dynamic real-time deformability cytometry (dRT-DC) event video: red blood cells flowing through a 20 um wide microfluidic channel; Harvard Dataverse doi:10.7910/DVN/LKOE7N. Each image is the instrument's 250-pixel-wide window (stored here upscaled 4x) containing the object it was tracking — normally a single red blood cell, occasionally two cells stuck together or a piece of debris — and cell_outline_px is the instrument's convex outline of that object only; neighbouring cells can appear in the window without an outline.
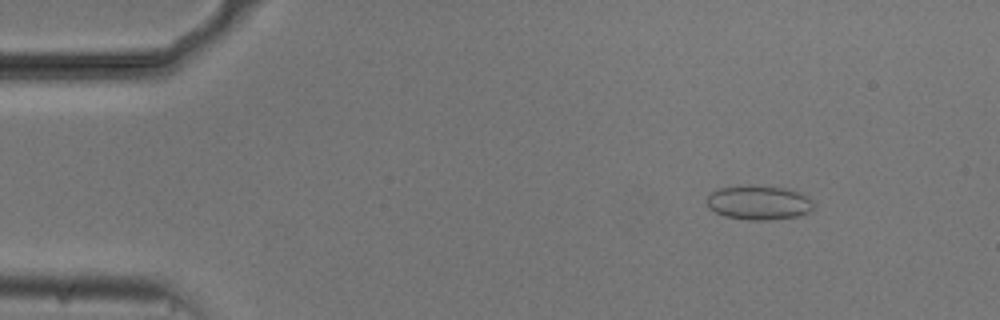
{"species": "common noctule bat (a hibernating species)", "species_latin": "Nyctalus noctula", "temperature_condition": "cold", "stored_images_in_passage": 53, "camera_frame_rate_fps": 3000, "um_per_image_px": 0.085, "animal": {"sex": "male", "body_mass_g": 20.5, "forearm_length_mm": 52.5}, "frame": {"image": 1, "passage_image": 6, "time_ms": 1.667, "image_size_px": [1000, 320], "cell_outline_px": [[812, 212], [800, 216], [768, 220], [748, 220], [724, 216], [708, 208], [708, 196], [712, 192], [720, 188], [748, 184], [752, 184], [784, 188], [800, 192], [808, 196], [812, 200]], "centroid_in_image_um": [64.53, 17.22], "position_along_channel_um": 20.5, "area_um2": 21.62}}
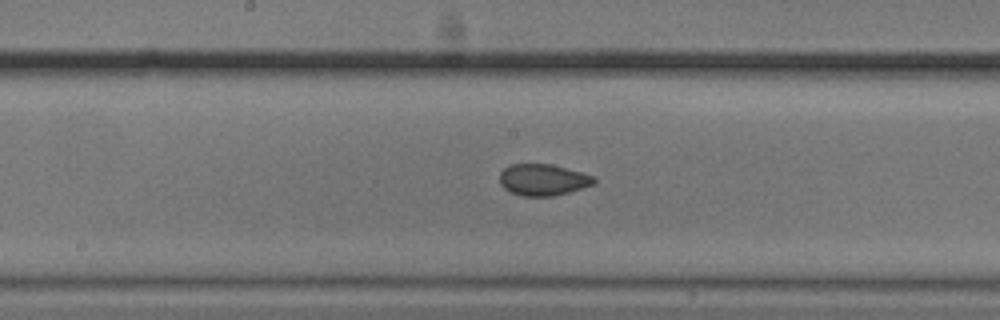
{"frame": {"image": 2, "passage_image": 27, "time_ms": 8.667, "image_size_px": [1000, 320], "cell_outline_px": [[596, 180], [592, 184], [568, 192], [552, 196], [520, 196], [504, 188], [500, 184], [500, 172], [504, 168], [512, 164], [552, 164], [580, 172], [592, 176]], "centroid_in_image_um": [46.1, 15.28], "position_along_channel_um": 202.1, "area_um2": 17.05}}
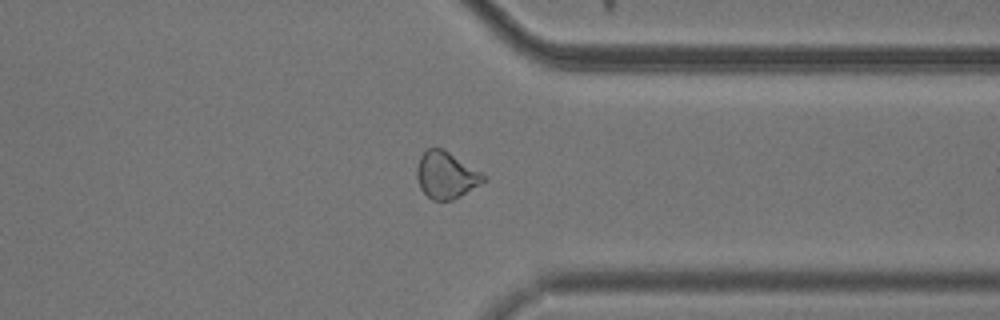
{"frame": {"image": 3, "passage_image": 41, "time_ms": 13.333, "image_size_px": [1000, 320], "cell_outline_px": [[488, 180], [460, 196], [452, 200], [432, 200], [420, 188], [416, 176], [416, 168], [420, 156], [428, 148], [444, 148], [488, 176]], "centroid_in_image_um": [37.94, 14.87], "position_along_channel_um": 373.5, "area_um2": 18.38}, "authors_computed_cell_mechanics": {"area_um2": 18.5538, "velocity_mm_per_s": 3.7321, "shape_relaxation_time_tau1_ms": 9.4747, "shape_relaxation_time_tau2_ms": 1.7658, "deformation_change_tau1": 0.1309, "deformation_change_tau2": 0.0574}}